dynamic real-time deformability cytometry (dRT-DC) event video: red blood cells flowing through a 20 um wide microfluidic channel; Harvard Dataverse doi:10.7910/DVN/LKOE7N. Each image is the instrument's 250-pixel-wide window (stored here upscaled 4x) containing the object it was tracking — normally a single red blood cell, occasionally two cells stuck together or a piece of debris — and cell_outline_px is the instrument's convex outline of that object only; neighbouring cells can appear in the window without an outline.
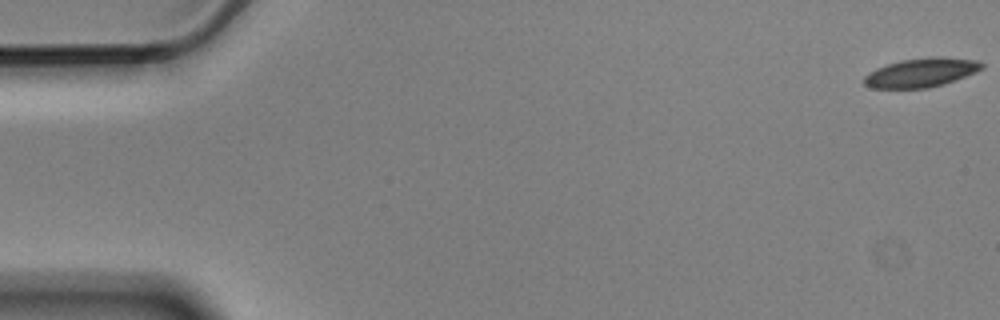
{"species": "Egyptian fruit bat (a non-hibernating species)", "species_latin": "Rousettus aegyptiacus", "temperature_condition": "cold", "stored_images_in_passage": 6, "camera_frame_rate_fps": 3000, "um_per_image_px": 0.085, "animal": {"sex": "male"}, "frame": {"image": 1, "passage_image": 1, "time_ms": 0.0, "image_size_px": [1000, 320], "cell_outline_px": [[984, 68], [976, 72], [956, 80], [944, 84], [928, 88], [872, 88], [864, 84], [864, 76], [876, 68], [900, 60], [932, 56], [940, 56], [980, 60], [984, 64]], "centroid_in_image_um": [78.35, 6.16], "position_along_channel_um": 6.6, "area_um2": 20.11}}